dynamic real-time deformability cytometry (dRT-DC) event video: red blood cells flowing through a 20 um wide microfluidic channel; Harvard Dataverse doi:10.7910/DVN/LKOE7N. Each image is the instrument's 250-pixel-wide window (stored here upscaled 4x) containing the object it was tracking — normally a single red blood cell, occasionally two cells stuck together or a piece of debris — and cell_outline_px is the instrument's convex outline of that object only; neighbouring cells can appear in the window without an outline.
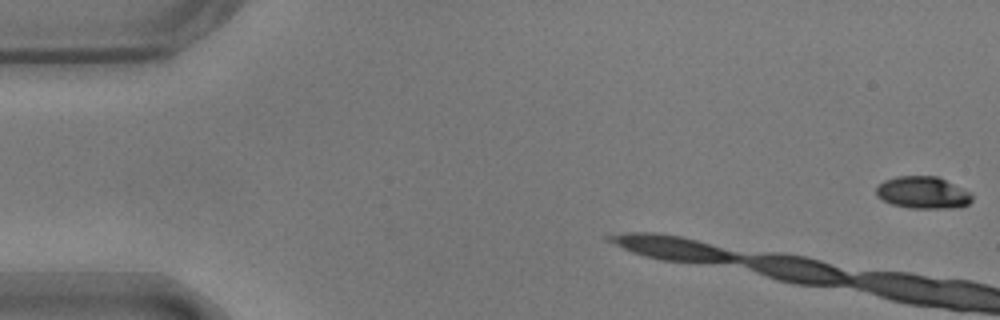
{"species": "common noctule bat (a hibernating species)", "species_latin": "Nyctalus noctula", "temperature_condition": "warm", "stored_images_in_passage": 7, "camera_frame_rate_fps": 3000, "um_per_image_px": 0.085, "animal": {"sex": "male", "body_mass_g": 17.9}, "frame": {"image": 1, "passage_image": 1, "time_ms": 0.0, "image_size_px": [1000, 320], "cell_outline_px": [[972, 200], [968, 204], [960, 208], [912, 208], [892, 204], [876, 196], [876, 188], [884, 180], [896, 176], [936, 176], [972, 192]], "centroid_in_image_um": [78.47, 16.37], "position_along_channel_um": 6.5, "area_um2": 17.98}}